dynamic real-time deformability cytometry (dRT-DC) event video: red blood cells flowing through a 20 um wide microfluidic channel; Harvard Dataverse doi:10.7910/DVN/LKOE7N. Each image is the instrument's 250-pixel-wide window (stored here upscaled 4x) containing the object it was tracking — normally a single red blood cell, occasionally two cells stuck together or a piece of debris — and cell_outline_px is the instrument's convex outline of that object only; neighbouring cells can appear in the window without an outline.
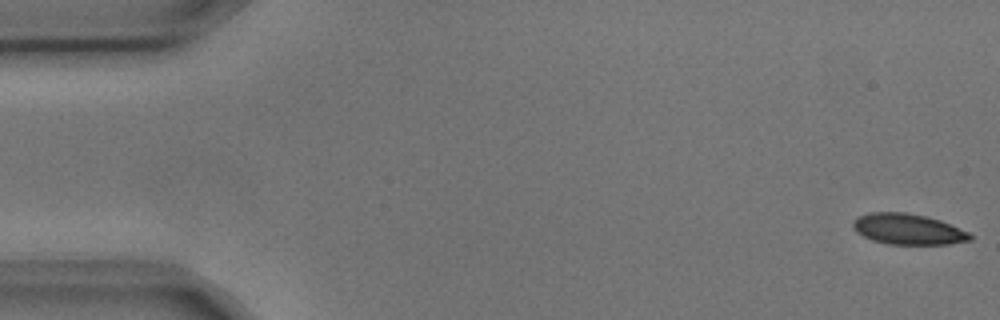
{"species": "common noctule bat (a hibernating species)", "species_latin": "Nyctalus noctula", "temperature_condition": "cold", "stored_images_in_passage": 5, "segment_of_instrument_passage": [1, 2], "camera_frame_rate_fps": 3000, "um_per_image_px": 0.085, "animal": {"sex": "male", "body_mass_g": 17.9, "forearm_length_mm": 54.2}, "frame": {"image": 1, "passage_image": 1, "time_ms": 0.0, "image_size_px": [1000, 320], "cell_outline_px": [[972, 240], [948, 244], [888, 244], [872, 240], [856, 232], [852, 228], [852, 220], [856, 216], [868, 212], [904, 212], [928, 216], [940, 220], [968, 232], [972, 236]], "centroid_in_image_um": [77.13, 19.46], "position_along_channel_um": 7.9, "area_um2": 21.15}}
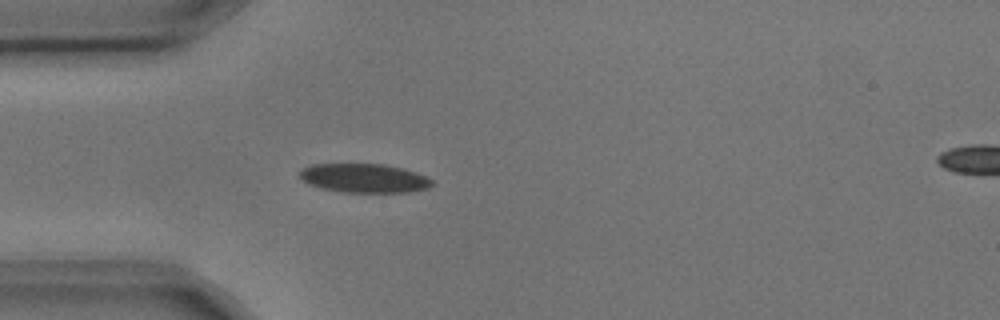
{"frame": {"image": 2, "passage_image": 4, "time_ms": 1.0, "image_size_px": [1000, 320], "cell_outline_px": [[436, 184], [428, 188], [408, 192], [344, 192], [324, 188], [312, 184], [304, 180], [300, 176], [300, 172], [304, 168], [312, 164], [384, 164], [404, 168], [416, 172], [432, 180]], "centroid_in_image_um": [31.03, 15.14], "position_along_channel_um": 54.0, "area_um2": 22.08}}